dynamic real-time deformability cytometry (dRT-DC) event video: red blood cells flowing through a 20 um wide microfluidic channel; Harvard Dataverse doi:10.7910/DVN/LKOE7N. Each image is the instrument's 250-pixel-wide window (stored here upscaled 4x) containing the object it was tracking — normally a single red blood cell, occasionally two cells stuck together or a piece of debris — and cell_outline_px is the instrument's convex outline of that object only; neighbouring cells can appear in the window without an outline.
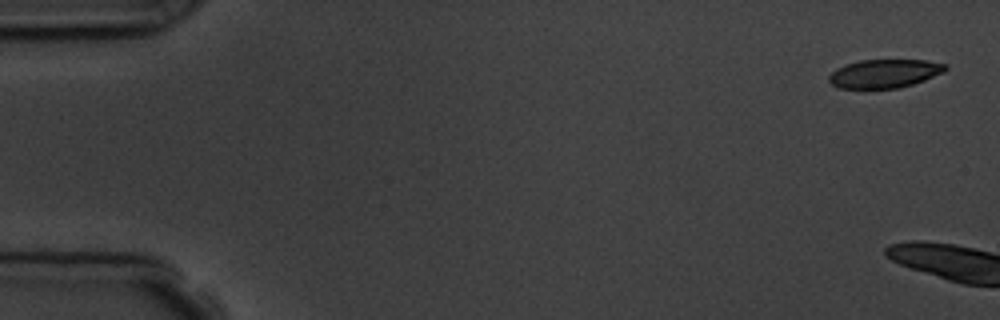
{"species": "common noctule bat (a hibernating species)", "species_latin": "Nyctalus noctula", "temperature_condition": "room temperature", "stored_images_in_passage": 3, "camera_frame_rate_fps": 3000, "um_per_image_px": 0.085, "animal": {"sex": "male", "body_mass_g": 19.5, "forearm_length_mm": 54.6}, "frame": {"image": 1, "passage_image": 1, "time_ms": 0.0, "image_size_px": [1000, 320], "cell_outline_px": [[948, 68], [944, 72], [924, 80], [900, 88], [868, 92], [836, 88], [828, 80], [828, 76], [836, 68], [844, 64], [860, 60], [928, 60], [948, 64]], "centroid_in_image_um": [75.12, 6.3], "position_along_channel_um": 9.9, "area_um2": 20.46}}